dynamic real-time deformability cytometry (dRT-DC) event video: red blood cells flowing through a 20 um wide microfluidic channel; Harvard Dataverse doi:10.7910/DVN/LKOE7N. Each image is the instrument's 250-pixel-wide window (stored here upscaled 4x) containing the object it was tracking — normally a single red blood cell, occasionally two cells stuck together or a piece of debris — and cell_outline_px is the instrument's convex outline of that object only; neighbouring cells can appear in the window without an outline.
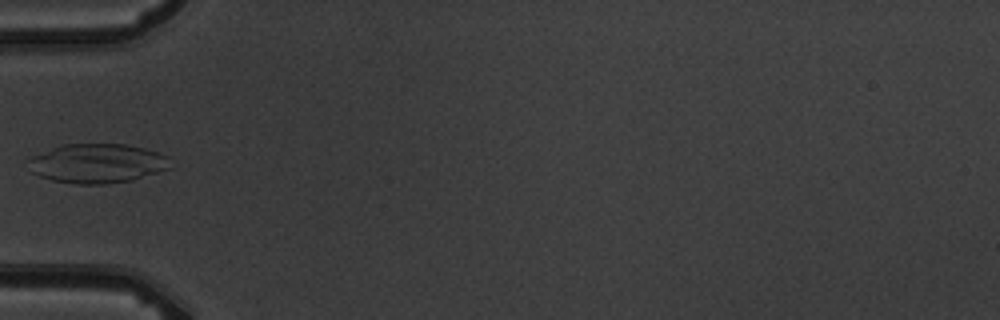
{"species": "common noctule bat (a hibernating species)", "species_latin": "Nyctalus noctula", "temperature_condition": "warm", "stored_images_in_passage": 7, "camera_frame_rate_fps": 3000, "um_per_image_px": 0.085, "animal": {"sex": "male", "body_mass_g": 19.5, "forearm_length_mm": 54.6}, "frame": {"image": 1, "passage_image": 6, "time_ms": 6.0, "image_size_px": [1000, 320], "cell_outline_px": [[172, 168], [132, 180], [104, 184], [76, 184], [52, 180], [40, 176], [32, 172], [24, 160], [32, 156], [60, 144], [128, 144], [144, 148], [168, 156]], "centroid_in_image_um": [8.25, 13.88], "position_along_channel_um": 76.8, "area_um2": 32.83}}